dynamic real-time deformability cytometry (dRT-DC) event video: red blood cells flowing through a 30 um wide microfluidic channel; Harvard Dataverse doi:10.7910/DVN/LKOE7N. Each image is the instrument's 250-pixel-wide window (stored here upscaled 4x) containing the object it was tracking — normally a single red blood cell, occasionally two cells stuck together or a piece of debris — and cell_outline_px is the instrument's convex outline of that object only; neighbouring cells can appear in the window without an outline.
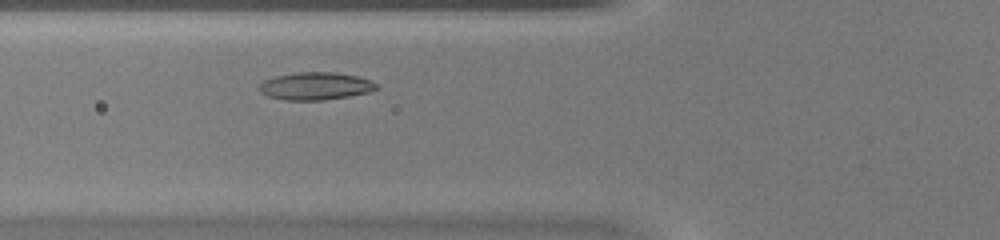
{"species": "common noctule bat (a hibernating species)", "species_latin": "Nyctalus noctula", "temperature_condition": "warm", "stored_images_in_passage": 30, "camera_frame_rate_fps": 3000, "um_per_image_px": 0.085, "animal": {"sex": "female", "body_mass_g": 20.0, "forearm_length_mm": 54.0}, "frame": {"image": 1, "passage_image": 6, "time_ms": 1.667, "image_size_px": [1000, 240], "cell_outline_px": [[380, 88], [372, 92], [324, 100], [284, 100], [268, 96], [260, 92], [256, 88], [264, 80], [276, 76], [296, 72], [336, 72], [356, 76], [372, 80]], "centroid_in_image_um": [26.83, 7.32], "position_along_channel_um": 99.0, "area_um2": 19.07}}
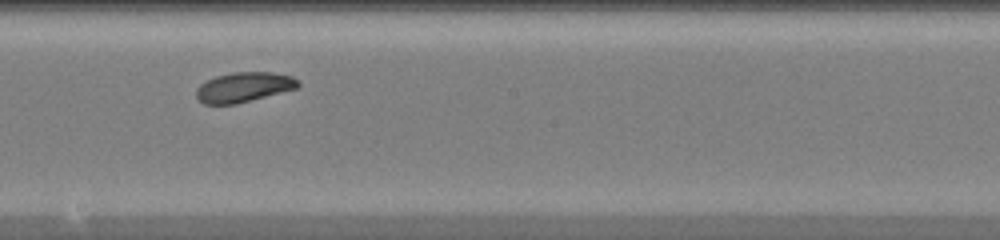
{"frame": {"image": 2, "passage_image": 15, "time_ms": 4.667, "image_size_px": [1000, 240], "cell_outline_px": [[300, 84], [296, 88], [236, 104], [204, 104], [196, 96], [196, 88], [200, 84], [216, 76], [232, 72], [272, 72], [292, 76], [300, 80]], "centroid_in_image_um": [20.72, 7.4], "position_along_channel_um": 227.5, "area_um2": 17.63}}
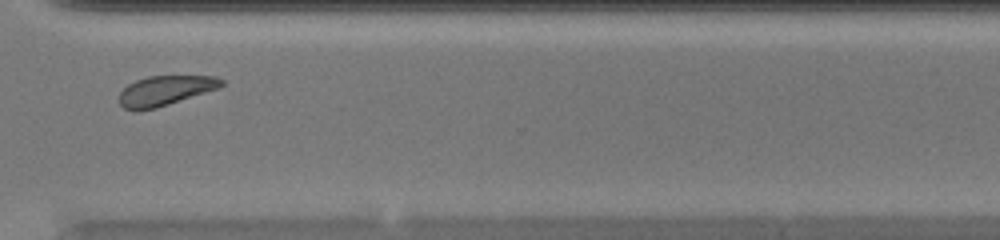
{"frame": {"image": 3, "passage_image": 24, "time_ms": 7.667, "image_size_px": [1000, 240], "cell_outline_px": [[224, 84], [216, 88], [156, 108], [136, 112], [124, 108], [120, 104], [120, 92], [128, 84], [136, 80], [148, 76], [216, 76], [224, 80]], "centroid_in_image_um": [13.99, 7.7], "position_along_channel_um": 356.6, "area_um2": 17.51}}